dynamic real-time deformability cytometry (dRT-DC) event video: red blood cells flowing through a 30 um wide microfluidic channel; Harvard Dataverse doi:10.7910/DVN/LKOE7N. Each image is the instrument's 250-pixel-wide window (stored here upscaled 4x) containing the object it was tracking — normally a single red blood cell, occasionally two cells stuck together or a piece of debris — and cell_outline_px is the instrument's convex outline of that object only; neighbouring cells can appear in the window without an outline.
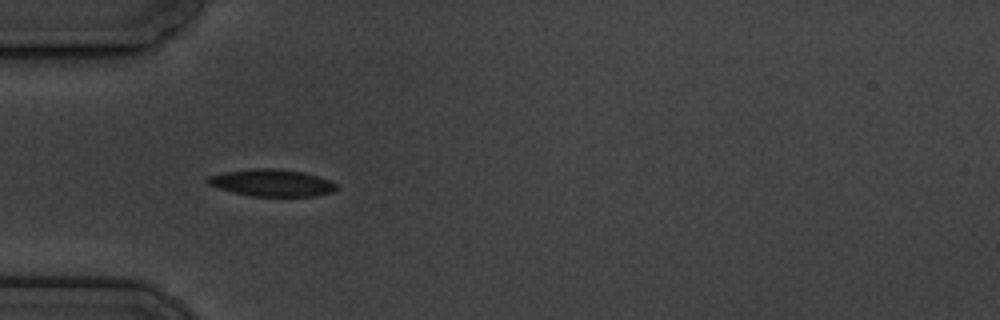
{"species": "common noctule bat (a hibernating species)", "species_latin": "Nyctalus noctula", "temperature_condition": "cold", "stored_images_in_passage": 5, "camera_frame_rate_fps": 3000, "um_per_image_px": 0.085, "animal": {"sex": "male", "body_mass_g": 19.5, "forearm_length_mm": 54.6}, "frame": {"image": 1, "passage_image": 3, "time_ms": 2.333, "image_size_px": [1000, 320], "cell_outline_px": [[336, 188], [332, 192], [312, 196], [252, 196], [232, 192], [208, 184], [204, 180], [208, 176], [224, 172], [252, 168], [272, 168], [304, 172], [328, 180], [336, 184]], "centroid_in_image_um": [23.05, 15.53], "position_along_channel_um": 61.9, "area_um2": 20.11}}
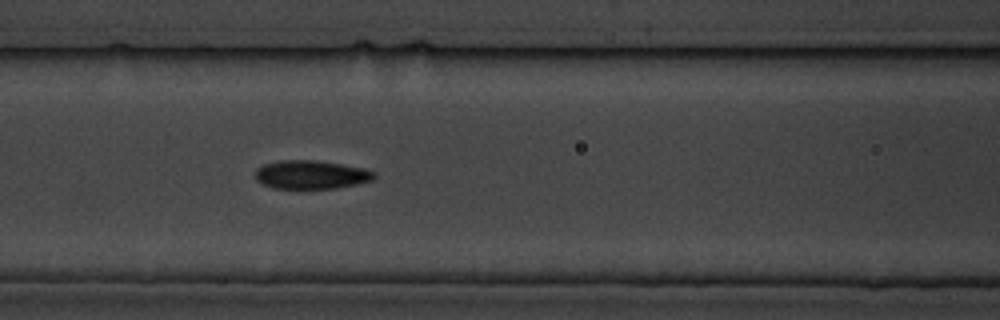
{"frame": {"image": 2, "passage_image": 5, "time_ms": 4.667, "image_size_px": [1000, 320], "cell_outline_px": [[376, 176], [372, 180], [356, 184], [336, 188], [272, 188], [256, 180], [256, 168], [264, 164], [280, 160], [316, 160], [364, 168], [376, 172]], "centroid_in_image_um": [26.44, 14.84], "position_along_channel_um": 140.2, "area_um2": 19.71}}